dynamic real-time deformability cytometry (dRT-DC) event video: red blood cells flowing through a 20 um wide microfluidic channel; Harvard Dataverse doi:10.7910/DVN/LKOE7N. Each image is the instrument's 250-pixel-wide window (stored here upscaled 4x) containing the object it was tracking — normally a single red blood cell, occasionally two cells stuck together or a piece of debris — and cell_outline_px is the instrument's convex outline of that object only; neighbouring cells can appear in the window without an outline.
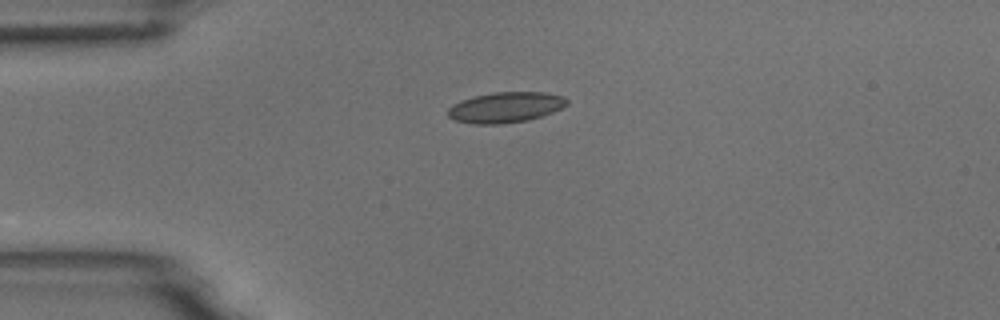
{"species": "common noctule bat (a hibernating species)", "species_latin": "Nyctalus noctula", "temperature_condition": "room temperature", "stored_images_in_passage": 6, "camera_frame_rate_fps": 3000, "um_per_image_px": 0.085, "animal": {"sex": "male", "body_mass_g": 18.8}, "frame": {"image": 1, "passage_image": 6, "time_ms": 1.667, "image_size_px": [1000, 320], "cell_outline_px": [[568, 104], [552, 112], [528, 120], [500, 124], [472, 124], [456, 120], [448, 116], [448, 108], [452, 104], [460, 100], [472, 96], [492, 92], [544, 92], [564, 96], [568, 100]], "centroid_in_image_um": [42.95, 9.11], "position_along_channel_um": 42.1, "area_um2": 21.27}}